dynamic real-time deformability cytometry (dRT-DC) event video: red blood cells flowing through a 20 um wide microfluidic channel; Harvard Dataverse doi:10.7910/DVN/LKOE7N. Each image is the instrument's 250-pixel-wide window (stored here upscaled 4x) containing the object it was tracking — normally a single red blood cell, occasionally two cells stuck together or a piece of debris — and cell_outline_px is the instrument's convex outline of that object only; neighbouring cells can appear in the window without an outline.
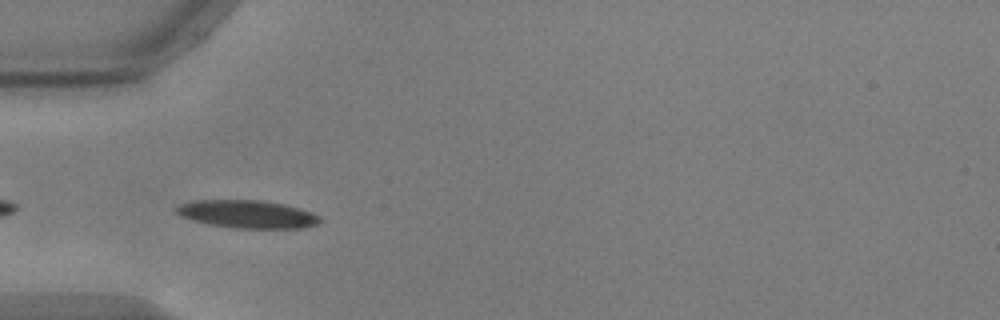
{"species": "common noctule bat (a hibernating species)", "species_latin": "Nyctalus noctula", "temperature_condition": "warm", "stored_images_in_passage": 30, "camera_frame_rate_fps": 3000, "um_per_image_px": 0.085, "animal": {"sex": "male", "body_mass_g": 17.9, "forearm_length_mm": 54.2}, "frame": {"image": 1, "passage_image": 2, "time_ms": 0.333, "image_size_px": [1000, 320], "cell_outline_px": [[324, 220], [316, 224], [304, 228], [232, 228], [208, 224], [180, 216], [172, 208], [180, 204], [196, 200], [260, 200], [284, 204], [300, 208], [312, 212], [320, 216]], "centroid_in_image_um": [21.03, 18.2], "position_along_channel_um": 64.0, "area_um2": 23.52}}
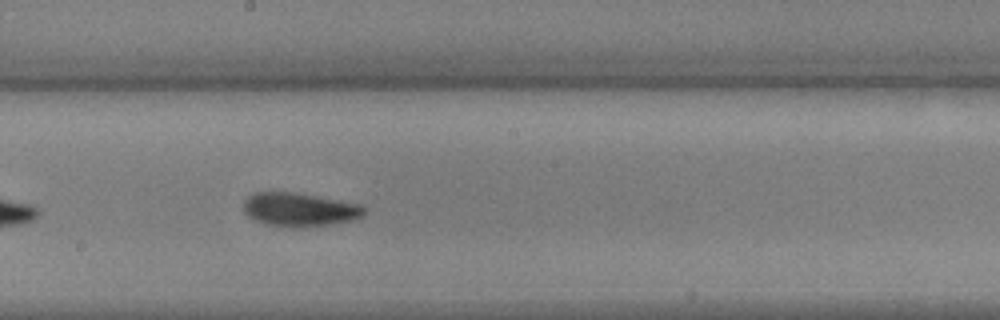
{"frame": {"image": 2, "passage_image": 15, "time_ms": 4.667, "image_size_px": [1000, 320], "cell_outline_px": [[364, 212], [360, 216], [352, 220], [308, 228], [288, 228], [264, 224], [248, 216], [244, 212], [244, 200], [248, 196], [256, 192], [296, 192], [360, 204], [364, 208]], "centroid_in_image_um": [25.41, 17.83], "position_along_channel_um": 222.8, "area_um2": 23.81}}
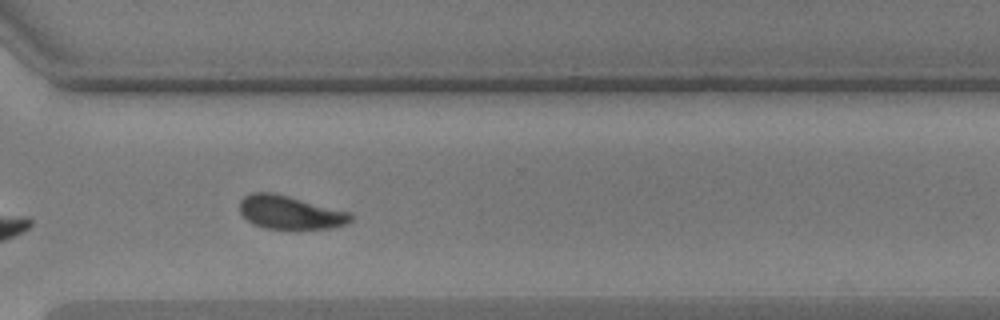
{"frame": {"image": 3, "passage_image": 25, "time_ms": 8.0, "image_size_px": [1000, 320], "cell_outline_px": [[352, 220], [348, 224], [332, 228], [296, 232], [264, 228], [252, 224], [240, 212], [240, 200], [244, 196], [252, 192], [272, 192], [352, 212]], "centroid_in_image_um": [24.7, 18.11], "position_along_channel_um": 345.9, "area_um2": 22.6}, "authors_computed_cell_mechanics": {"area_um2": 23.0911, "velocity_mm_per_s": 3.6976, "shape_relaxation_time_tau1_ms": 3.7026, "shape_relaxation_time_tau2_ms": 1.986, "deformation_change_tau1": 0.1416, "deformation_change_tau2": 0.0487}}